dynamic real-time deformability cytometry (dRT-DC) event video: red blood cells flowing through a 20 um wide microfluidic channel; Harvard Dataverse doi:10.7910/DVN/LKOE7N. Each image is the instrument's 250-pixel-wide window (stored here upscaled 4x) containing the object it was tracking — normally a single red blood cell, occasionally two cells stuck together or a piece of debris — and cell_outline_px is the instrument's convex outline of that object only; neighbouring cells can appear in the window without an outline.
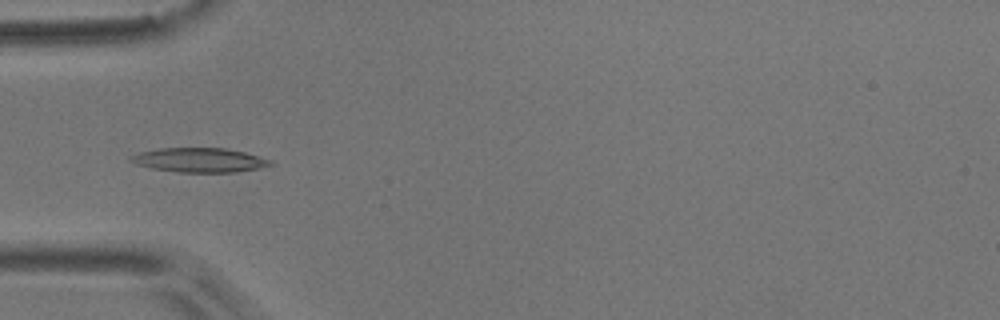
{"species": "common noctule bat (a hibernating species)", "species_latin": "Nyctalus noctula", "temperature_condition": "room temperature", "stored_images_in_passage": 23, "camera_frame_rate_fps": 3000, "um_per_image_px": 0.085, "animal": {"sex": "male", "body_mass_g": 17.9}, "frame": {"image": 1, "passage_image": 1, "time_ms": 0.0, "image_size_px": [1000, 320], "cell_outline_px": [[272, 164], [256, 168], [236, 172], [180, 172], [152, 168], [136, 164], [128, 160], [132, 156], [140, 152], [160, 148], [224, 148], [244, 152], [272, 160]], "centroid_in_image_um": [16.93, 13.6], "position_along_channel_um": 68.1, "area_um2": 19.48}}
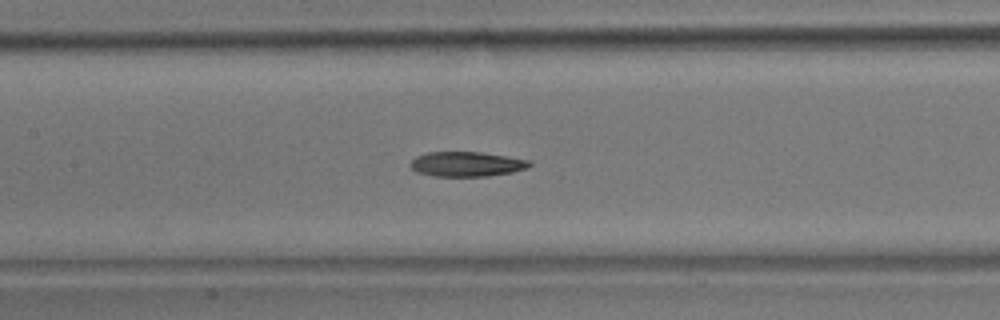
{"frame": {"image": 2, "passage_image": 9, "time_ms": 2.667, "image_size_px": [1000, 320], "cell_outline_px": [[532, 164], [528, 168], [512, 172], [488, 176], [432, 176], [416, 172], [408, 164], [416, 156], [428, 152], [480, 152], [528, 160]], "centroid_in_image_um": [39.62, 13.95], "position_along_channel_um": 167.8, "area_um2": 17.17}}
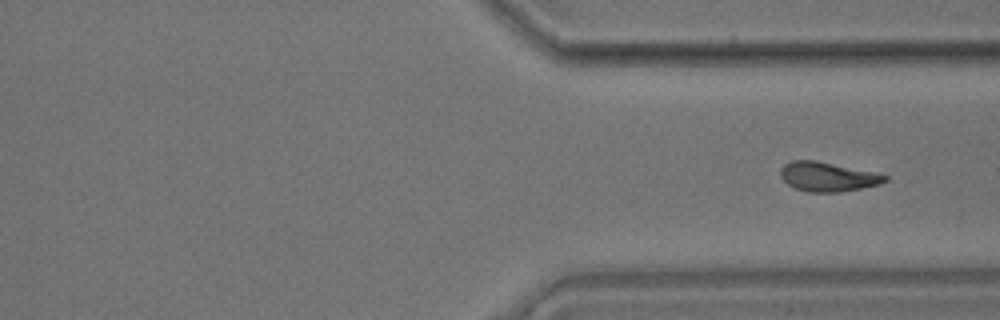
{"frame": {"image": 3, "passage_image": 23, "time_ms": 7.333, "image_size_px": [1000, 320], "cell_outline_px": [[888, 180], [880, 184], [840, 192], [808, 192], [792, 188], [780, 176], [780, 168], [784, 164], [792, 160], [816, 160], [872, 172], [888, 176]], "centroid_in_image_um": [70.3, 15.02], "position_along_channel_um": 341.1, "area_um2": 17.8}}